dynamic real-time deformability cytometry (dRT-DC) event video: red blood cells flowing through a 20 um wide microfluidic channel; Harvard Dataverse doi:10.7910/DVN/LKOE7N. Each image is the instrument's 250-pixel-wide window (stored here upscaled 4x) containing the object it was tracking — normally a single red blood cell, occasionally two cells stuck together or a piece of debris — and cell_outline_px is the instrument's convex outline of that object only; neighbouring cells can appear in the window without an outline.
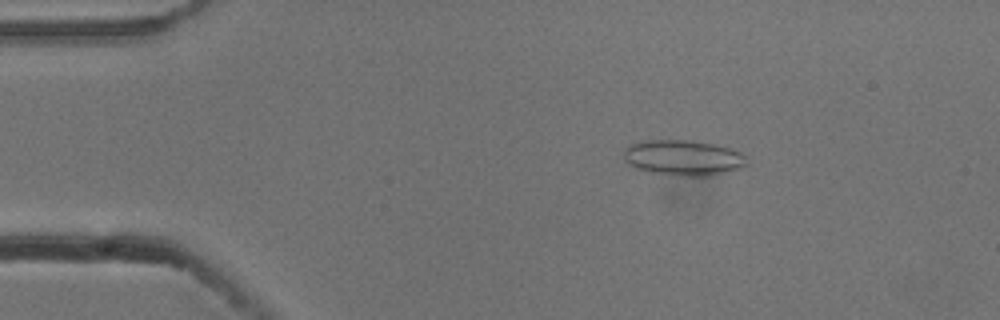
{"species": "common noctule bat (a hibernating species)", "species_latin": "Nyctalus noctula", "temperature_condition": "cold", "stored_images_in_passage": 54, "camera_frame_rate_fps": 3000, "um_per_image_px": 0.085, "animal": {"sex": "male", "body_mass_g": 13.3}, "frame": {"image": 1, "passage_image": 9, "time_ms": 2.667, "image_size_px": [1000, 320], "cell_outline_px": [[748, 164], [740, 168], [708, 176], [680, 176], [648, 172], [636, 168], [628, 164], [624, 160], [624, 148], [628, 144], [644, 140], [692, 140], [716, 144], [732, 148], [748, 156]], "centroid_in_image_um": [58.08, 13.4], "position_along_channel_um": 26.9, "area_um2": 25.95}}
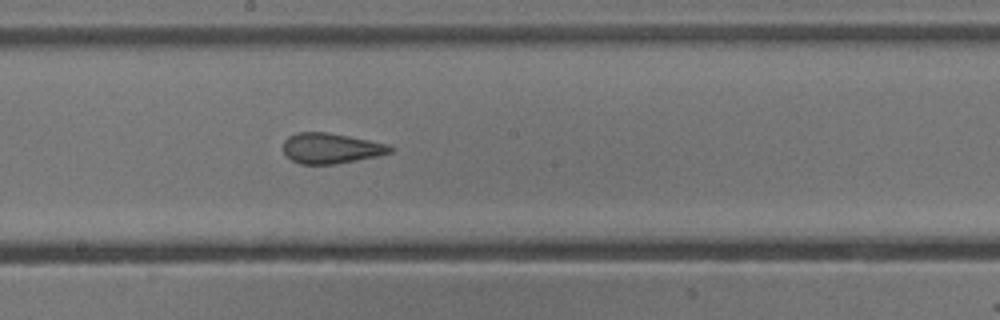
{"frame": {"image": 2, "passage_image": 29, "time_ms": 9.333, "image_size_px": [1000, 320], "cell_outline_px": [[396, 148], [392, 152], [376, 156], [336, 164], [300, 164], [292, 160], [284, 152], [284, 140], [288, 136], [296, 132], [328, 132], [388, 144]], "centroid_in_image_um": [28.14, 12.6], "position_along_channel_um": 220.1, "area_um2": 18.9}}
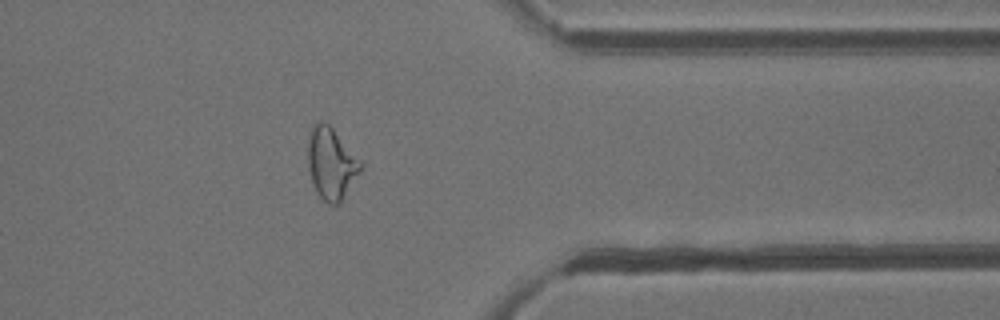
{"frame": {"image": 3, "passage_image": 43, "time_ms": 14.0, "image_size_px": [1000, 320], "cell_outline_px": [[364, 164], [360, 172], [340, 204], [328, 204], [316, 192], [308, 168], [308, 140], [312, 124], [316, 120], [324, 120], [332, 128]], "centroid_in_image_um": [28.15, 13.88], "position_along_channel_um": 383.3, "area_um2": 22.08}, "authors_computed_cell_mechanics": {"area_um2": 21.8195, "velocity_mm_per_s": 3.7945, "shape_relaxation_time_tau1_ms": null, "shape_relaxation_time_tau2_ms": 1.3594, "deformation_change_tau1": null, "deformation_change_tau2": 0.0807}}